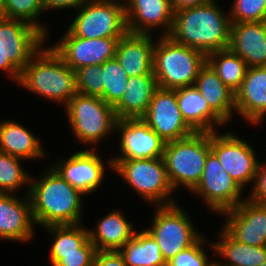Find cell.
Returning a JSON list of instances; mask_svg holds the SVG:
<instances>
[{
  "label": "cell",
  "mask_w": 266,
  "mask_h": 266,
  "mask_svg": "<svg viewBox=\"0 0 266 266\" xmlns=\"http://www.w3.org/2000/svg\"><path fill=\"white\" fill-rule=\"evenodd\" d=\"M21 161L23 159L0 152V193L16 194L14 192L25 187V194H29L32 175L25 171Z\"/></svg>",
  "instance_id": "1f68e13d"
},
{
  "label": "cell",
  "mask_w": 266,
  "mask_h": 266,
  "mask_svg": "<svg viewBox=\"0 0 266 266\" xmlns=\"http://www.w3.org/2000/svg\"><path fill=\"white\" fill-rule=\"evenodd\" d=\"M251 186L252 191L249 192L247 198L258 204H266V162L259 161L257 173Z\"/></svg>",
  "instance_id": "f35d334b"
},
{
  "label": "cell",
  "mask_w": 266,
  "mask_h": 266,
  "mask_svg": "<svg viewBox=\"0 0 266 266\" xmlns=\"http://www.w3.org/2000/svg\"><path fill=\"white\" fill-rule=\"evenodd\" d=\"M207 266H223L222 264H220L218 261H216V260H212V261H210L209 263H208V265Z\"/></svg>",
  "instance_id": "7bdbcfd3"
},
{
  "label": "cell",
  "mask_w": 266,
  "mask_h": 266,
  "mask_svg": "<svg viewBox=\"0 0 266 266\" xmlns=\"http://www.w3.org/2000/svg\"><path fill=\"white\" fill-rule=\"evenodd\" d=\"M149 228H145L160 246L166 262L195 244L203 234L198 232L187 212L178 202L167 206H155Z\"/></svg>",
  "instance_id": "30bf717a"
},
{
  "label": "cell",
  "mask_w": 266,
  "mask_h": 266,
  "mask_svg": "<svg viewBox=\"0 0 266 266\" xmlns=\"http://www.w3.org/2000/svg\"><path fill=\"white\" fill-rule=\"evenodd\" d=\"M44 12L42 0H3L2 17L26 22L47 38L48 27L39 21Z\"/></svg>",
  "instance_id": "d6a6232c"
},
{
  "label": "cell",
  "mask_w": 266,
  "mask_h": 266,
  "mask_svg": "<svg viewBox=\"0 0 266 266\" xmlns=\"http://www.w3.org/2000/svg\"><path fill=\"white\" fill-rule=\"evenodd\" d=\"M77 93L100 97L104 100L102 65H89L75 70Z\"/></svg>",
  "instance_id": "e575fe53"
},
{
  "label": "cell",
  "mask_w": 266,
  "mask_h": 266,
  "mask_svg": "<svg viewBox=\"0 0 266 266\" xmlns=\"http://www.w3.org/2000/svg\"><path fill=\"white\" fill-rule=\"evenodd\" d=\"M209 243L207 238L202 236L195 244L180 251L174 258L167 262V266H207L211 261L204 250V244Z\"/></svg>",
  "instance_id": "8d00e7d4"
},
{
  "label": "cell",
  "mask_w": 266,
  "mask_h": 266,
  "mask_svg": "<svg viewBox=\"0 0 266 266\" xmlns=\"http://www.w3.org/2000/svg\"><path fill=\"white\" fill-rule=\"evenodd\" d=\"M226 216L222 228L236 241L251 246H266V204L248 198L235 208L220 214Z\"/></svg>",
  "instance_id": "e0dca14e"
},
{
  "label": "cell",
  "mask_w": 266,
  "mask_h": 266,
  "mask_svg": "<svg viewBox=\"0 0 266 266\" xmlns=\"http://www.w3.org/2000/svg\"><path fill=\"white\" fill-rule=\"evenodd\" d=\"M252 125L266 117V66L248 67L241 87L235 92V115Z\"/></svg>",
  "instance_id": "ffe728a7"
},
{
  "label": "cell",
  "mask_w": 266,
  "mask_h": 266,
  "mask_svg": "<svg viewBox=\"0 0 266 266\" xmlns=\"http://www.w3.org/2000/svg\"><path fill=\"white\" fill-rule=\"evenodd\" d=\"M142 120L165 142L182 139L195 132L182 117L176 89L158 88Z\"/></svg>",
  "instance_id": "9a60e30c"
},
{
  "label": "cell",
  "mask_w": 266,
  "mask_h": 266,
  "mask_svg": "<svg viewBox=\"0 0 266 266\" xmlns=\"http://www.w3.org/2000/svg\"><path fill=\"white\" fill-rule=\"evenodd\" d=\"M97 149L80 150L66 159H59L51 165L70 185L84 195L96 192L105 179L106 168L113 171L111 158L106 163ZM106 164V165H105ZM108 166V167H107Z\"/></svg>",
  "instance_id": "5bb4252c"
},
{
  "label": "cell",
  "mask_w": 266,
  "mask_h": 266,
  "mask_svg": "<svg viewBox=\"0 0 266 266\" xmlns=\"http://www.w3.org/2000/svg\"><path fill=\"white\" fill-rule=\"evenodd\" d=\"M128 81L127 73L116 58L102 64V82L104 83V101L114 107L122 98Z\"/></svg>",
  "instance_id": "836d02e7"
},
{
  "label": "cell",
  "mask_w": 266,
  "mask_h": 266,
  "mask_svg": "<svg viewBox=\"0 0 266 266\" xmlns=\"http://www.w3.org/2000/svg\"><path fill=\"white\" fill-rule=\"evenodd\" d=\"M97 250L88 239L81 247L80 253L49 254L51 266H91Z\"/></svg>",
  "instance_id": "74e56055"
},
{
  "label": "cell",
  "mask_w": 266,
  "mask_h": 266,
  "mask_svg": "<svg viewBox=\"0 0 266 266\" xmlns=\"http://www.w3.org/2000/svg\"><path fill=\"white\" fill-rule=\"evenodd\" d=\"M120 38L87 39L73 35L68 29L60 39L51 45L72 70L89 65H102L115 58Z\"/></svg>",
  "instance_id": "2e32d148"
},
{
  "label": "cell",
  "mask_w": 266,
  "mask_h": 266,
  "mask_svg": "<svg viewBox=\"0 0 266 266\" xmlns=\"http://www.w3.org/2000/svg\"><path fill=\"white\" fill-rule=\"evenodd\" d=\"M157 41V42H156ZM153 51V74L159 88L175 90L194 86L206 56L169 36H159Z\"/></svg>",
  "instance_id": "277c9868"
},
{
  "label": "cell",
  "mask_w": 266,
  "mask_h": 266,
  "mask_svg": "<svg viewBox=\"0 0 266 266\" xmlns=\"http://www.w3.org/2000/svg\"><path fill=\"white\" fill-rule=\"evenodd\" d=\"M22 196L0 193V240L25 243L34 238L31 201L29 194Z\"/></svg>",
  "instance_id": "d6986e66"
},
{
  "label": "cell",
  "mask_w": 266,
  "mask_h": 266,
  "mask_svg": "<svg viewBox=\"0 0 266 266\" xmlns=\"http://www.w3.org/2000/svg\"><path fill=\"white\" fill-rule=\"evenodd\" d=\"M243 190L224 170L219 159L210 151L207 155L203 174L198 185L191 191L202 198L209 210L221 214L238 206Z\"/></svg>",
  "instance_id": "7c38bea8"
},
{
  "label": "cell",
  "mask_w": 266,
  "mask_h": 266,
  "mask_svg": "<svg viewBox=\"0 0 266 266\" xmlns=\"http://www.w3.org/2000/svg\"><path fill=\"white\" fill-rule=\"evenodd\" d=\"M218 2L175 11L169 37L179 44L194 48L205 56L228 49L231 20Z\"/></svg>",
  "instance_id": "6da1fadb"
},
{
  "label": "cell",
  "mask_w": 266,
  "mask_h": 266,
  "mask_svg": "<svg viewBox=\"0 0 266 266\" xmlns=\"http://www.w3.org/2000/svg\"><path fill=\"white\" fill-rule=\"evenodd\" d=\"M86 0H42L44 11L73 9L77 10Z\"/></svg>",
  "instance_id": "60d3db41"
},
{
  "label": "cell",
  "mask_w": 266,
  "mask_h": 266,
  "mask_svg": "<svg viewBox=\"0 0 266 266\" xmlns=\"http://www.w3.org/2000/svg\"><path fill=\"white\" fill-rule=\"evenodd\" d=\"M68 30L87 39L121 38L128 33L125 3L120 0H86Z\"/></svg>",
  "instance_id": "9c48e42d"
},
{
  "label": "cell",
  "mask_w": 266,
  "mask_h": 266,
  "mask_svg": "<svg viewBox=\"0 0 266 266\" xmlns=\"http://www.w3.org/2000/svg\"><path fill=\"white\" fill-rule=\"evenodd\" d=\"M120 154L111 156L112 167L119 160L154 159L163 157L166 142L142 118L117 119Z\"/></svg>",
  "instance_id": "4fadbf2b"
},
{
  "label": "cell",
  "mask_w": 266,
  "mask_h": 266,
  "mask_svg": "<svg viewBox=\"0 0 266 266\" xmlns=\"http://www.w3.org/2000/svg\"><path fill=\"white\" fill-rule=\"evenodd\" d=\"M210 132V151L219 159L224 170L244 190L254 182L259 159L251 143L235 132ZM245 187V188H244Z\"/></svg>",
  "instance_id": "8fae6325"
},
{
  "label": "cell",
  "mask_w": 266,
  "mask_h": 266,
  "mask_svg": "<svg viewBox=\"0 0 266 266\" xmlns=\"http://www.w3.org/2000/svg\"><path fill=\"white\" fill-rule=\"evenodd\" d=\"M210 152V132H194L188 137L166 142L163 160L168 180L176 191L191 192L200 182Z\"/></svg>",
  "instance_id": "5b68a950"
},
{
  "label": "cell",
  "mask_w": 266,
  "mask_h": 266,
  "mask_svg": "<svg viewBox=\"0 0 266 266\" xmlns=\"http://www.w3.org/2000/svg\"><path fill=\"white\" fill-rule=\"evenodd\" d=\"M119 252L127 266H167L160 246L145 228L136 231Z\"/></svg>",
  "instance_id": "f1b7e54d"
},
{
  "label": "cell",
  "mask_w": 266,
  "mask_h": 266,
  "mask_svg": "<svg viewBox=\"0 0 266 266\" xmlns=\"http://www.w3.org/2000/svg\"><path fill=\"white\" fill-rule=\"evenodd\" d=\"M41 141L19 122L9 119L0 122V152L23 160L42 159L46 153Z\"/></svg>",
  "instance_id": "4316f807"
},
{
  "label": "cell",
  "mask_w": 266,
  "mask_h": 266,
  "mask_svg": "<svg viewBox=\"0 0 266 266\" xmlns=\"http://www.w3.org/2000/svg\"><path fill=\"white\" fill-rule=\"evenodd\" d=\"M218 237V241L211 242L209 246L215 255L219 254L223 261L226 260L219 261L223 266H261L266 261V246L239 243L222 227Z\"/></svg>",
  "instance_id": "83f0119b"
},
{
  "label": "cell",
  "mask_w": 266,
  "mask_h": 266,
  "mask_svg": "<svg viewBox=\"0 0 266 266\" xmlns=\"http://www.w3.org/2000/svg\"><path fill=\"white\" fill-rule=\"evenodd\" d=\"M63 107L73 136L83 145H91L89 149H98L104 138L114 134L117 121L114 108L102 98L76 93Z\"/></svg>",
  "instance_id": "8992f818"
},
{
  "label": "cell",
  "mask_w": 266,
  "mask_h": 266,
  "mask_svg": "<svg viewBox=\"0 0 266 266\" xmlns=\"http://www.w3.org/2000/svg\"><path fill=\"white\" fill-rule=\"evenodd\" d=\"M229 49L248 67L266 66V21L231 23Z\"/></svg>",
  "instance_id": "44dd1931"
},
{
  "label": "cell",
  "mask_w": 266,
  "mask_h": 266,
  "mask_svg": "<svg viewBox=\"0 0 266 266\" xmlns=\"http://www.w3.org/2000/svg\"><path fill=\"white\" fill-rule=\"evenodd\" d=\"M44 174L31 176L29 198L34 223L40 227L82 223V196L50 166Z\"/></svg>",
  "instance_id": "7a4b0ae2"
},
{
  "label": "cell",
  "mask_w": 266,
  "mask_h": 266,
  "mask_svg": "<svg viewBox=\"0 0 266 266\" xmlns=\"http://www.w3.org/2000/svg\"><path fill=\"white\" fill-rule=\"evenodd\" d=\"M206 62L233 92H236L241 87L248 66L241 57L237 56L229 48L210 53L206 56Z\"/></svg>",
  "instance_id": "f546056e"
},
{
  "label": "cell",
  "mask_w": 266,
  "mask_h": 266,
  "mask_svg": "<svg viewBox=\"0 0 266 266\" xmlns=\"http://www.w3.org/2000/svg\"><path fill=\"white\" fill-rule=\"evenodd\" d=\"M227 12L231 23L266 21V0H234Z\"/></svg>",
  "instance_id": "d590c367"
},
{
  "label": "cell",
  "mask_w": 266,
  "mask_h": 266,
  "mask_svg": "<svg viewBox=\"0 0 266 266\" xmlns=\"http://www.w3.org/2000/svg\"><path fill=\"white\" fill-rule=\"evenodd\" d=\"M159 88L154 75L128 77L121 100L113 107L117 119L142 118Z\"/></svg>",
  "instance_id": "484cf974"
},
{
  "label": "cell",
  "mask_w": 266,
  "mask_h": 266,
  "mask_svg": "<svg viewBox=\"0 0 266 266\" xmlns=\"http://www.w3.org/2000/svg\"><path fill=\"white\" fill-rule=\"evenodd\" d=\"M48 39L26 22L0 17L1 71L17 84L21 70Z\"/></svg>",
  "instance_id": "ba28073f"
},
{
  "label": "cell",
  "mask_w": 266,
  "mask_h": 266,
  "mask_svg": "<svg viewBox=\"0 0 266 266\" xmlns=\"http://www.w3.org/2000/svg\"><path fill=\"white\" fill-rule=\"evenodd\" d=\"M3 16V0H0V17Z\"/></svg>",
  "instance_id": "ee69618b"
},
{
  "label": "cell",
  "mask_w": 266,
  "mask_h": 266,
  "mask_svg": "<svg viewBox=\"0 0 266 266\" xmlns=\"http://www.w3.org/2000/svg\"><path fill=\"white\" fill-rule=\"evenodd\" d=\"M83 223L50 225L44 227L53 238L49 254L80 253V247L89 239Z\"/></svg>",
  "instance_id": "4dcf8cb0"
},
{
  "label": "cell",
  "mask_w": 266,
  "mask_h": 266,
  "mask_svg": "<svg viewBox=\"0 0 266 266\" xmlns=\"http://www.w3.org/2000/svg\"><path fill=\"white\" fill-rule=\"evenodd\" d=\"M154 35L127 33L118 40L115 58L128 77L153 74Z\"/></svg>",
  "instance_id": "7402d4cb"
},
{
  "label": "cell",
  "mask_w": 266,
  "mask_h": 266,
  "mask_svg": "<svg viewBox=\"0 0 266 266\" xmlns=\"http://www.w3.org/2000/svg\"><path fill=\"white\" fill-rule=\"evenodd\" d=\"M211 1L213 0H171V4L175 12L188 7L200 6Z\"/></svg>",
  "instance_id": "b9f144b4"
},
{
  "label": "cell",
  "mask_w": 266,
  "mask_h": 266,
  "mask_svg": "<svg viewBox=\"0 0 266 266\" xmlns=\"http://www.w3.org/2000/svg\"><path fill=\"white\" fill-rule=\"evenodd\" d=\"M46 100L66 105L77 93L75 71L45 44L21 70L17 83Z\"/></svg>",
  "instance_id": "3957f363"
},
{
  "label": "cell",
  "mask_w": 266,
  "mask_h": 266,
  "mask_svg": "<svg viewBox=\"0 0 266 266\" xmlns=\"http://www.w3.org/2000/svg\"><path fill=\"white\" fill-rule=\"evenodd\" d=\"M194 86L226 124L231 122L235 115V92L222 82L207 62L199 70Z\"/></svg>",
  "instance_id": "cb8c5ba5"
},
{
  "label": "cell",
  "mask_w": 266,
  "mask_h": 266,
  "mask_svg": "<svg viewBox=\"0 0 266 266\" xmlns=\"http://www.w3.org/2000/svg\"><path fill=\"white\" fill-rule=\"evenodd\" d=\"M178 107L183 119L195 132H213L227 125L208 105L195 86L176 89Z\"/></svg>",
  "instance_id": "603a6c76"
},
{
  "label": "cell",
  "mask_w": 266,
  "mask_h": 266,
  "mask_svg": "<svg viewBox=\"0 0 266 266\" xmlns=\"http://www.w3.org/2000/svg\"><path fill=\"white\" fill-rule=\"evenodd\" d=\"M101 218L94 229H88L89 239L97 251H119L137 231L120 210L114 209Z\"/></svg>",
  "instance_id": "d4e9b609"
},
{
  "label": "cell",
  "mask_w": 266,
  "mask_h": 266,
  "mask_svg": "<svg viewBox=\"0 0 266 266\" xmlns=\"http://www.w3.org/2000/svg\"><path fill=\"white\" fill-rule=\"evenodd\" d=\"M91 266H127L119 251H97Z\"/></svg>",
  "instance_id": "ab89813d"
},
{
  "label": "cell",
  "mask_w": 266,
  "mask_h": 266,
  "mask_svg": "<svg viewBox=\"0 0 266 266\" xmlns=\"http://www.w3.org/2000/svg\"><path fill=\"white\" fill-rule=\"evenodd\" d=\"M125 12L129 33L151 35L161 28L160 36H168L174 10L171 0H125Z\"/></svg>",
  "instance_id": "ac0fdd59"
},
{
  "label": "cell",
  "mask_w": 266,
  "mask_h": 266,
  "mask_svg": "<svg viewBox=\"0 0 266 266\" xmlns=\"http://www.w3.org/2000/svg\"><path fill=\"white\" fill-rule=\"evenodd\" d=\"M113 171L117 172L130 188L154 206H167L177 202L168 180L163 157L154 159L119 160Z\"/></svg>",
  "instance_id": "52a82bcc"
}]
</instances>
